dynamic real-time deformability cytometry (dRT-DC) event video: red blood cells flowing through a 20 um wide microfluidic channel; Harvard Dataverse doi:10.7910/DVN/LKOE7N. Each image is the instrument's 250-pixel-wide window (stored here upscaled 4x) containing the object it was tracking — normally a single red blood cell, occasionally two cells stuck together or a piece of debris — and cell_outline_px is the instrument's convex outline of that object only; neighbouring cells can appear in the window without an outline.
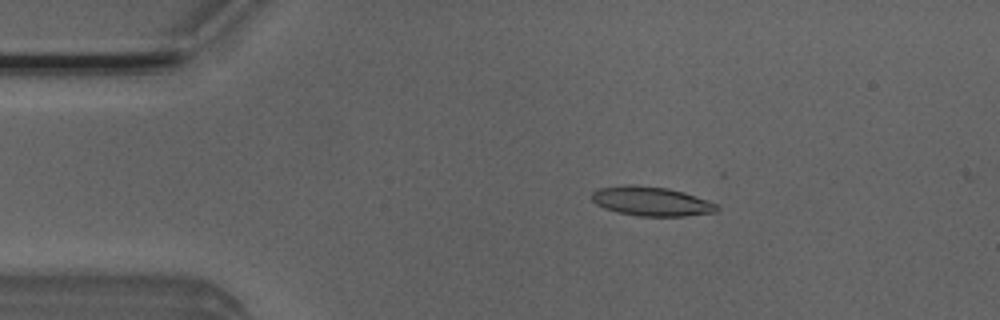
{"species": "Egyptian fruit bat (a non-hibernating species)", "species_latin": "Rousettus aegyptiacus", "temperature_condition": "room temperature", "stored_images_in_passage": 42, "camera_frame_rate_fps": 3000, "um_per_image_px": 0.085, "animal": {"sex": "male"}, "frame": {"image": 1, "passage_image": 3, "time_ms": 0.667, "image_size_px": [1000, 320], "cell_outline_px": [[720, 208], [716, 212], [684, 216], [640, 216], [616, 212], [604, 208], [596, 204], [592, 200], [592, 192], [600, 188], [624, 184], [628, 184], [668, 188], [684, 192], [716, 204]], "centroid_in_image_um": [55.34, 17.11], "position_along_channel_um": 29.7, "area_um2": 21.27}}
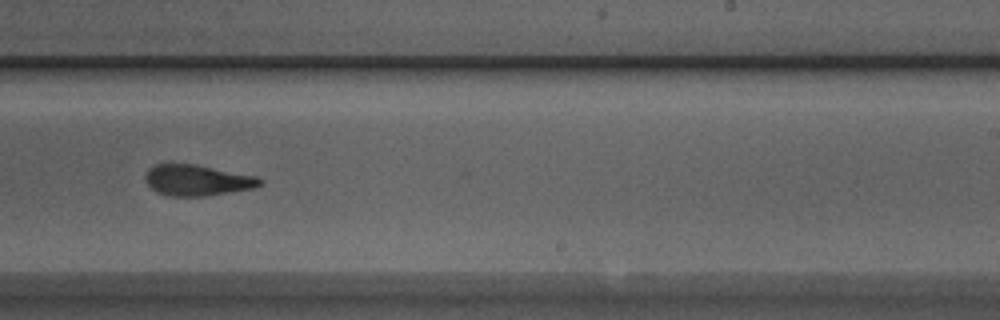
{"frame": {"image": 2, "passage_image": 25, "time_ms": 8.0, "image_size_px": [1000, 320], "cell_outline_px": [[264, 184], [256, 188], [204, 196], [168, 196], [156, 192], [144, 180], [144, 176], [148, 168], [152, 164], [196, 164], [256, 176], [264, 180]], "centroid_in_image_um": [16.77, 15.32], "position_along_channel_um": 272.2, "area_um2": 20.92}}
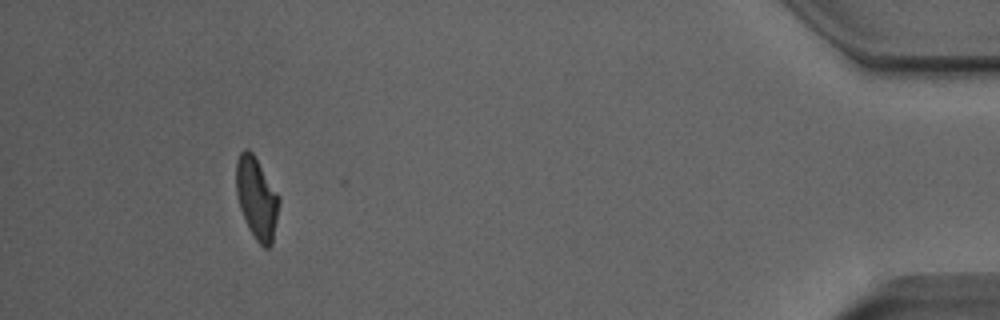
{"frame": {"image": 3, "passage_image": 41, "time_ms": 13.333, "image_size_px": [1000, 320], "cell_outline_px": [[280, 200], [272, 244], [268, 248], [264, 248], [256, 240], [248, 228], [240, 208], [236, 192], [236, 160], [240, 152], [244, 148], [248, 148], [252, 152], [280, 196]], "centroid_in_image_um": [21.81, 16.83], "position_along_channel_um": 413.4, "area_um2": 20.46}}